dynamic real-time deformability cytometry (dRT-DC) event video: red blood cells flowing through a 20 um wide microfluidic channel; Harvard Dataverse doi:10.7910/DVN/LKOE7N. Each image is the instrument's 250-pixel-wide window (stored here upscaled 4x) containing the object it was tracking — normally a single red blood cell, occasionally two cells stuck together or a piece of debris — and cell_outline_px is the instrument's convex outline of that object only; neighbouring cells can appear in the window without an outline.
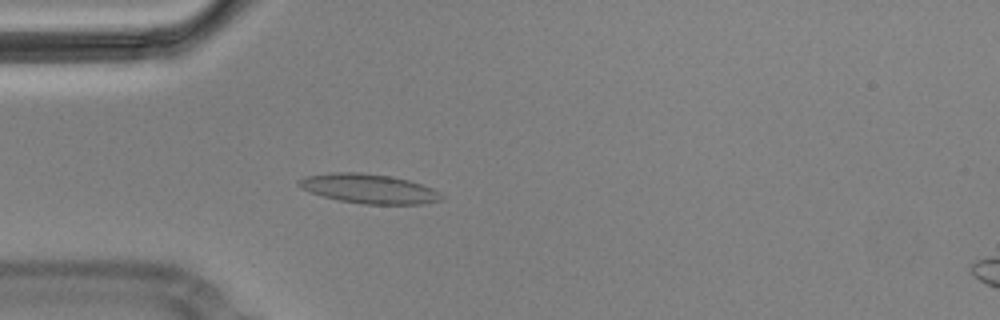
{"species": "Egyptian fruit bat (a non-hibernating species)", "species_latin": "Rousettus aegyptiacus", "temperature_condition": "cold", "stored_images_in_passage": 4, "camera_frame_rate_fps": 3000, "um_per_image_px": 0.085, "animal": {"sex": "male"}, "frame": {"image": 1, "passage_image": 4, "time_ms": 1.0, "image_size_px": [1000, 320], "cell_outline_px": [[444, 196], [440, 200], [424, 204], [364, 204], [340, 200], [308, 192], [300, 188], [296, 184], [296, 180], [304, 176], [328, 172], [360, 172], [388, 176], [408, 180], [432, 188], [440, 192]], "centroid_in_image_um": [31.3, 16.03], "position_along_channel_um": 53.7, "area_um2": 24.57}}